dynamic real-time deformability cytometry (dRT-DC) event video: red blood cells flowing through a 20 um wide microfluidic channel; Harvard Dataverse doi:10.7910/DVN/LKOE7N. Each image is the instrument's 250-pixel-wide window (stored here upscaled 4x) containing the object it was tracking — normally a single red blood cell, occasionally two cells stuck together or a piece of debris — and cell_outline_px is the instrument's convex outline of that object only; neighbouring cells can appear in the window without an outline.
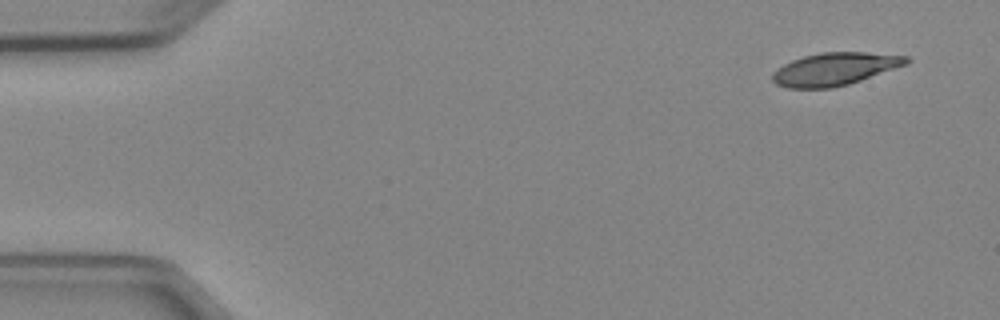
{"species": "Egyptian fruit bat (a non-hibernating species)", "species_latin": "Rousettus aegyptiacus", "temperature_condition": "cold", "stored_images_in_passage": 5, "segment_of_instrument_passage": [2, 2], "camera_frame_rate_fps": 3000, "um_per_image_px": 0.085, "animal": {"sex": "female"}, "frame": {"image": 1, "passage_image": 5, "time_ms": 5.333, "image_size_px": [1000, 320], "cell_outline_px": [[912, 60], [908, 64], [848, 84], [832, 88], [788, 88], [776, 84], [772, 80], [772, 72], [784, 64], [792, 60], [804, 56], [820, 52], [864, 52], [908, 56]], "centroid_in_image_um": [70.96, 5.86], "position_along_channel_um": 14.0, "area_um2": 25.49}}